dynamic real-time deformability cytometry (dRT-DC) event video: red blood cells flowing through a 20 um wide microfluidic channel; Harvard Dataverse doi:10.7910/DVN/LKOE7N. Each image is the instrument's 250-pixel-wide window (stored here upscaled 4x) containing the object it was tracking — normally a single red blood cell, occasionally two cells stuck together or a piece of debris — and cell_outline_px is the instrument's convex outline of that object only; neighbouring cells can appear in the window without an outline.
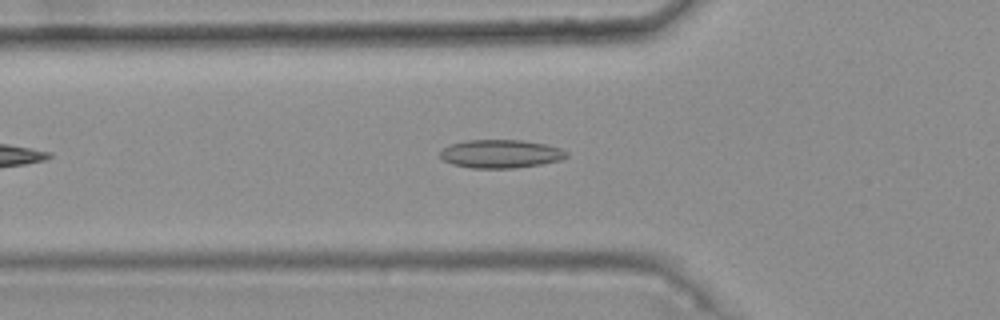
{"species": "common noctule bat (a hibernating species)", "species_latin": "Nyctalus noctula", "temperature_condition": "warm", "stored_images_in_passage": 36, "camera_frame_rate_fps": 3000, "um_per_image_px": 0.085, "animal": {"sex": "female", "body_mass_g": 25.1}, "frame": {"image": 1, "passage_image": 9, "time_ms": 2.667, "image_size_px": [1000, 320], "cell_outline_px": [[568, 156], [560, 160], [540, 164], [516, 168], [472, 168], [452, 164], [444, 160], [440, 156], [440, 152], [444, 148], [452, 144], [468, 140], [520, 140], [544, 144], [560, 148], [568, 152]], "centroid_in_image_um": [42.57, 13.08], "position_along_channel_um": 83.2, "area_um2": 20.69}}
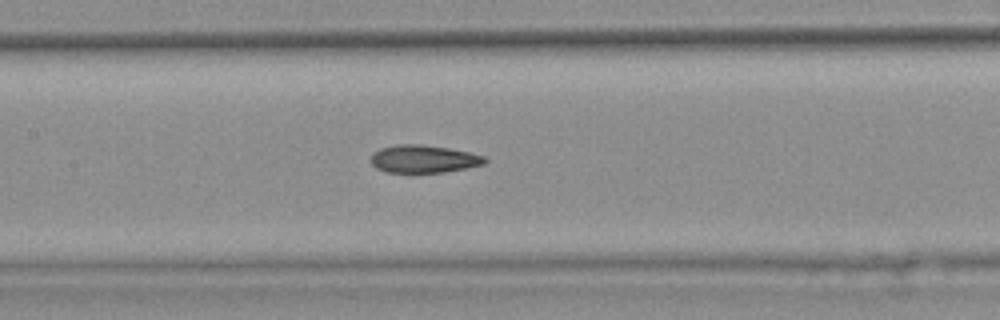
{"frame": {"image": 2, "passage_image": 16, "time_ms": 5.0, "image_size_px": [1000, 320], "cell_outline_px": [[488, 160], [484, 164], [444, 172], [412, 176], [384, 172], [376, 168], [372, 164], [372, 152], [380, 148], [396, 144], [420, 144], [448, 148], [468, 152], [484, 156]], "centroid_in_image_um": [35.94, 13.56], "position_along_channel_um": 171.5, "area_um2": 19.19}}
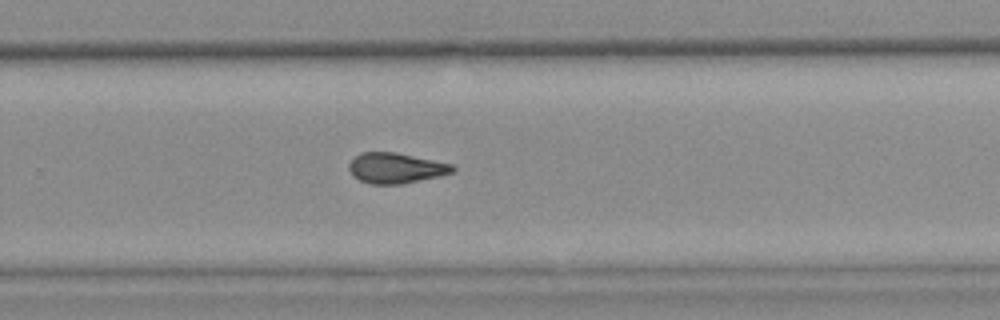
{"frame": {"image": 3, "passage_image": 26, "time_ms": 8.333, "image_size_px": [1000, 320], "cell_outline_px": [[456, 168], [452, 172], [440, 176], [404, 184], [372, 184], [360, 180], [348, 168], [348, 164], [360, 152], [396, 152], [452, 164]], "centroid_in_image_um": [33.67, 14.28], "position_along_channel_um": 296.1, "area_um2": 18.26}, "authors_computed_cell_mechanics": {"area_um2": 18.7272, "velocity_mm_per_s": 3.7536, "shape_relaxation_time_tau1_ms": null, "shape_relaxation_time_tau2_ms": 2.4091, "deformation_change_tau1": null, "deformation_change_tau2": 0.0904}}